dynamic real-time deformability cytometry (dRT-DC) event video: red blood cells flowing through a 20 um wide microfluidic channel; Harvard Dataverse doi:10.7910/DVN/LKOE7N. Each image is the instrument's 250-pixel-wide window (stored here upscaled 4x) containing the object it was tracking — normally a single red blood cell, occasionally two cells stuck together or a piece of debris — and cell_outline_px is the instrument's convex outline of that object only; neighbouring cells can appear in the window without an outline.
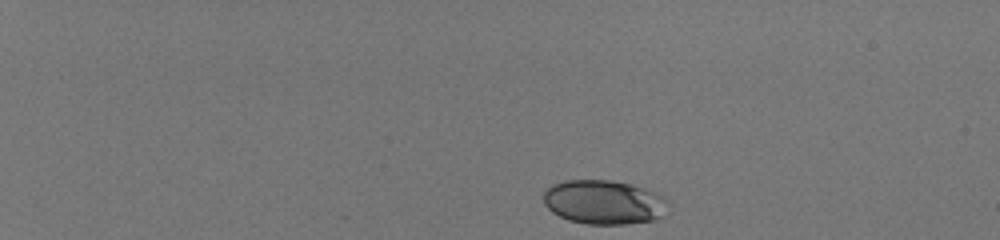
{"species": "human", "species_latin": "Homo sapiens", "temperature_condition": "room temperature", "stored_images_in_passage": 44, "camera_frame_rate_fps": 3000, "um_per_image_px": 0.085, "donor": {"sex": "male"}, "frame": {"image": 1, "passage_image": 1, "time_ms": 0.0, "image_size_px": [1000, 240], "cell_outline_px": [[668, 200], [660, 216], [656, 220], [624, 224], [588, 224], [568, 220], [552, 212], [544, 204], [544, 192], [552, 184], [564, 180], [612, 180], [632, 184], [656, 192], [664, 196]], "centroid_in_image_um": [51.31, 17.17], "position_along_channel_um": 33.7, "area_um2": 32.08}}
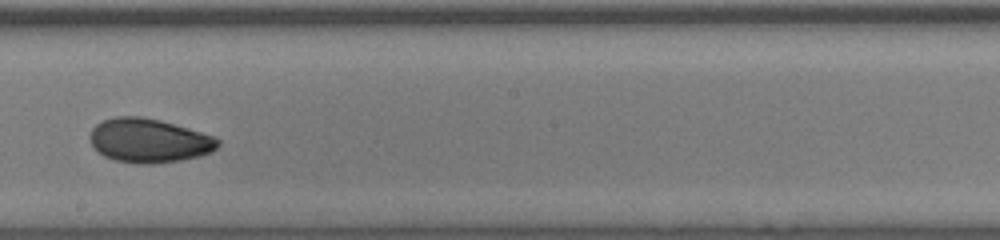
{"frame": {"image": 2, "passage_image": 26, "time_ms": 8.333, "image_size_px": [1000, 240], "cell_outline_px": [[220, 144], [212, 152], [200, 156], [180, 160], [152, 164], [144, 164], [116, 160], [104, 156], [92, 144], [88, 136], [92, 128], [96, 124], [104, 120], [116, 116], [140, 116], [160, 120], [188, 128], [212, 136], [220, 140]], "centroid_in_image_um": [12.66, 11.94], "position_along_channel_um": 235.5, "area_um2": 32.66}}
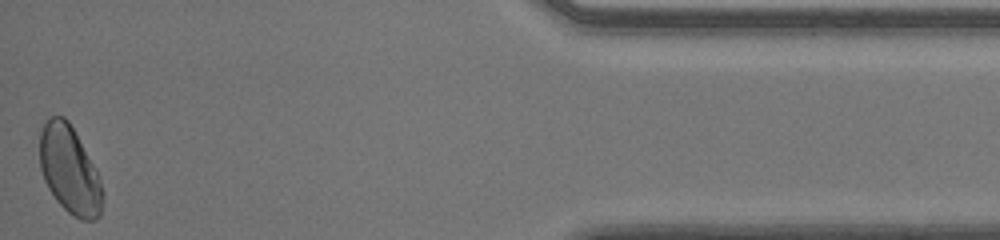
{"frame": {"image": 3, "passage_image": 44, "time_ms": 14.333, "image_size_px": [1000, 240], "cell_outline_px": [[104, 200], [100, 216], [96, 220], [80, 220], [68, 212], [56, 200], [48, 188], [44, 180], [40, 168], [40, 132], [48, 116], [64, 116], [68, 120], [96, 168], [104, 192]], "centroid_in_image_um": [5.93, 14.47], "position_along_channel_um": 429.3, "area_um2": 32.37}, "authors_computed_cell_mechanics": {"area_um2": 31.8478, "velocity_mm_per_s": 4.0809, "shape_relaxation_time_tau1_ms": 3.9149, "shape_relaxation_time_tau2_ms": 2.1089, "deformation_change_tau1": 0.0991, "deformation_change_tau2": 0.0486}}